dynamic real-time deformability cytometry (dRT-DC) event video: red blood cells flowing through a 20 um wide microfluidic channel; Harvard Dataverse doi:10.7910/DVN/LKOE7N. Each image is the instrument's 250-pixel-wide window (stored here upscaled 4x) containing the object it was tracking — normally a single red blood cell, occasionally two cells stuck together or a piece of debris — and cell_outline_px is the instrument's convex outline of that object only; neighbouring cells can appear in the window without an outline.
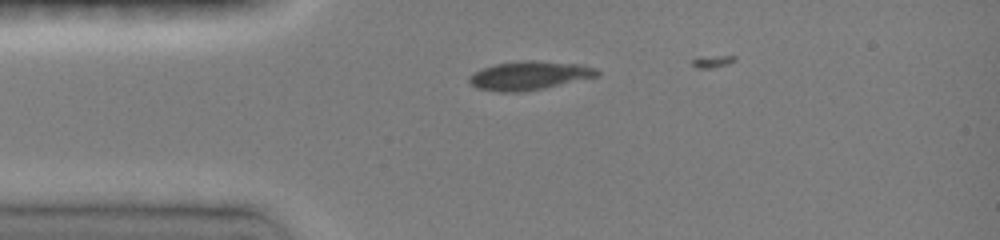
{"species": "common noctule bat (a hibernating species)", "species_latin": "Nyctalus noctula", "temperature_condition": "room temperature", "stored_images_in_passage": 4, "camera_frame_rate_fps": 3000, "um_per_image_px": 0.085, "animal": {"sex": "female", "body_mass_g": 19.0, "forearm_length_mm": 51.5}, "frame": {"image": 1, "passage_image": 1, "time_ms": 0.0, "image_size_px": [1000, 240], "cell_outline_px": [[600, 72], [596, 76], [544, 88], [520, 92], [500, 92], [476, 88], [468, 80], [468, 76], [484, 68], [496, 64], [520, 60], [532, 60], [580, 64], [596, 68]], "centroid_in_image_um": [44.97, 6.42], "position_along_channel_um": 40.0, "area_um2": 21.15}}